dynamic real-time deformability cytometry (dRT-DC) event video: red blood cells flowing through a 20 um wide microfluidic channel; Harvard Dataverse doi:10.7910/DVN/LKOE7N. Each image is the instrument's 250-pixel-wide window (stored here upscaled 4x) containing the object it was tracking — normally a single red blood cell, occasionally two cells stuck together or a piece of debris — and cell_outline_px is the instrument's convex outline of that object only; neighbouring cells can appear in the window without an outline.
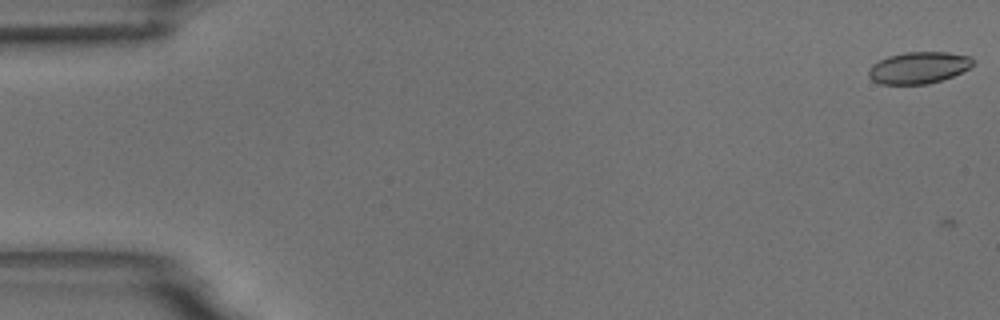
{"species": "common noctule bat (a hibernating species)", "species_latin": "Nyctalus noctula", "temperature_condition": "room temperature", "stored_images_in_passage": 3, "camera_frame_rate_fps": 3000, "um_per_image_px": 0.085, "animal": {"sex": "male", "body_mass_g": 18.8}, "frame": {"image": 1, "passage_image": 2, "time_ms": 0.333, "image_size_px": [1000, 320], "cell_outline_px": [[972, 64], [968, 68], [952, 76], [928, 84], [880, 84], [872, 80], [868, 76], [868, 68], [872, 64], [888, 56], [904, 52], [948, 52], [972, 56]], "centroid_in_image_um": [78.04, 5.75], "position_along_channel_um": 7.0, "area_um2": 19.25}}